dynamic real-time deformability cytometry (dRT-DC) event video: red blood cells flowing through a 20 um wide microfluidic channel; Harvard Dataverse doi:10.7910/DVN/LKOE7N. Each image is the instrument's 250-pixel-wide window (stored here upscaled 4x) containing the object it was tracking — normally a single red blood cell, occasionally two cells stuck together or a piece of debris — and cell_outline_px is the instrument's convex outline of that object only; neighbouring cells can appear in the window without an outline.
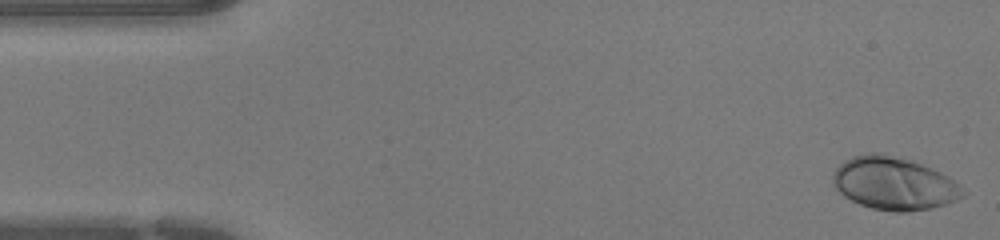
{"species": "human", "species_latin": "Homo sapiens", "temperature_condition": "warm", "stored_images_in_passage": 44, "camera_frame_rate_fps": 3000, "um_per_image_px": 0.085, "donor": {"sex": "female"}, "frame": {"image": 1, "passage_image": 1, "time_ms": 0.0, "image_size_px": [1000, 240], "cell_outline_px": [[968, 192], [964, 196], [956, 200], [944, 204], [928, 208], [908, 212], [896, 212], [872, 208], [860, 204], [844, 196], [832, 184], [832, 176], [836, 168], [844, 160], [852, 156], [868, 152], [880, 152], [908, 160], [920, 164], [940, 172], [948, 176], [960, 184]], "centroid_in_image_um": [75.99, 15.59], "position_along_channel_um": 9.0, "area_um2": 40.0}}
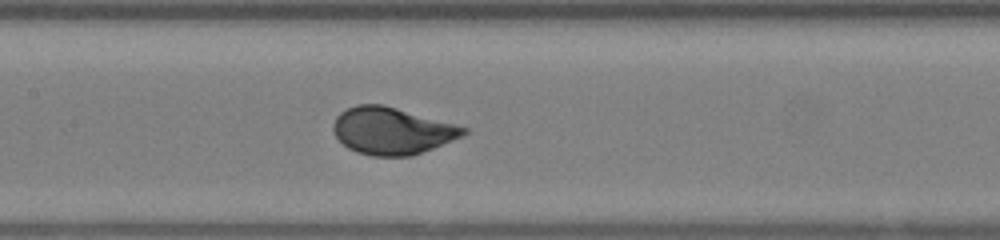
{"frame": {"image": 2, "passage_image": 20, "time_ms": 6.333, "image_size_px": [1000, 240], "cell_outline_px": [[468, 132], [464, 136], [412, 156], [372, 156], [356, 152], [348, 148], [336, 136], [332, 128], [332, 124], [336, 116], [340, 112], [356, 104], [384, 104], [468, 128]], "centroid_in_image_um": [33.31, 11.12], "position_along_channel_um": 174.1, "area_um2": 35.72}}
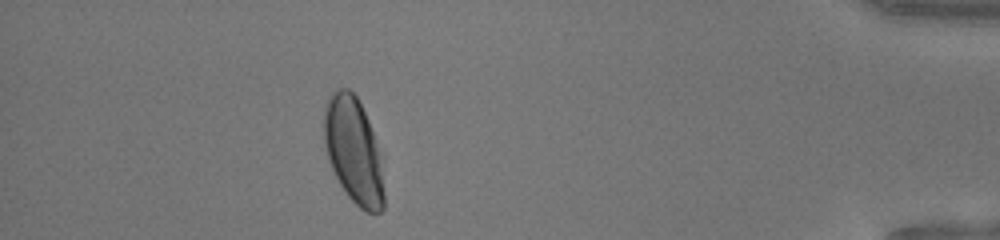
{"frame": {"image": 3, "passage_image": 39, "time_ms": 12.667, "image_size_px": [1000, 240], "cell_outline_px": [[384, 208], [380, 212], [364, 212], [348, 196], [340, 184], [328, 160], [324, 144], [324, 104], [328, 96], [332, 92], [340, 88], [348, 88], [356, 96], [368, 120], [384, 156]], "centroid_in_image_um": [30.09, 12.81], "position_along_channel_um": 405.1, "area_um2": 37.92}}